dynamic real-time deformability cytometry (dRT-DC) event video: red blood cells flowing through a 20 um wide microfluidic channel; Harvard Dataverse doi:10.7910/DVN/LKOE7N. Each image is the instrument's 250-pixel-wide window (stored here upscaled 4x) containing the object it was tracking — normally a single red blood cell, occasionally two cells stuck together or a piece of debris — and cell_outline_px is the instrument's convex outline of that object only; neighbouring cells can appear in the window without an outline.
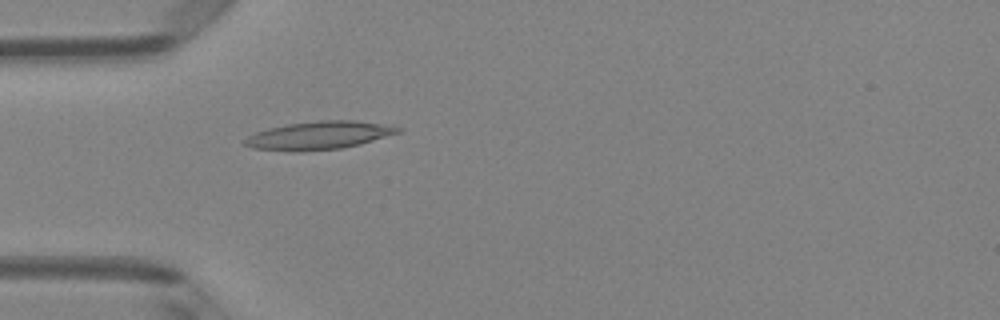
{"species": "Egyptian fruit bat (a non-hibernating species)", "species_latin": "Rousettus aegyptiacus", "temperature_condition": "room temperature", "stored_images_in_passage": 36, "camera_frame_rate_fps": 3000, "um_per_image_px": 0.085, "animal": {"sex": "female"}, "frame": {"image": 1, "passage_image": 1, "time_ms": 0.0, "image_size_px": [1000, 320], "cell_outline_px": [[404, 128], [400, 132], [360, 144], [340, 148], [296, 152], [252, 148], [244, 144], [244, 140], [248, 136], [256, 132], [268, 128], [288, 124], [316, 120], [356, 120]], "centroid_in_image_um": [27.09, 11.5], "position_along_channel_um": 57.9, "area_um2": 24.97}}
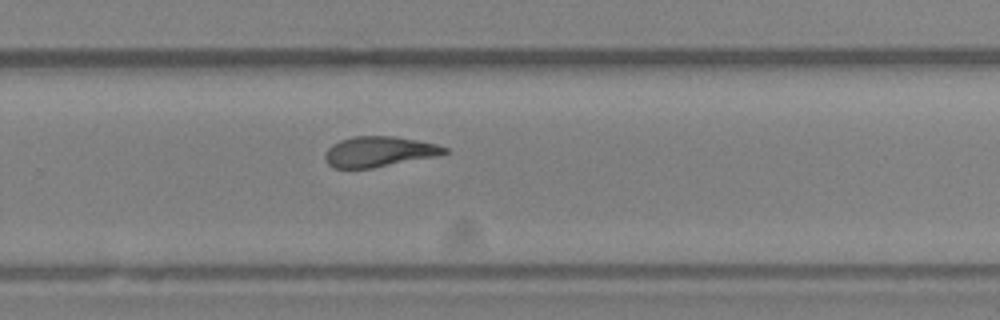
{"frame": {"image": 2, "passage_image": 19, "time_ms": 6.0, "image_size_px": [1000, 320], "cell_outline_px": [[448, 152], [440, 156], [372, 168], [332, 168], [328, 164], [324, 156], [324, 152], [332, 144], [340, 140], [352, 136], [392, 136], [416, 140], [436, 144], [448, 148]], "centroid_in_image_um": [32.22, 12.89], "position_along_channel_um": 297.6, "area_um2": 21.33}}
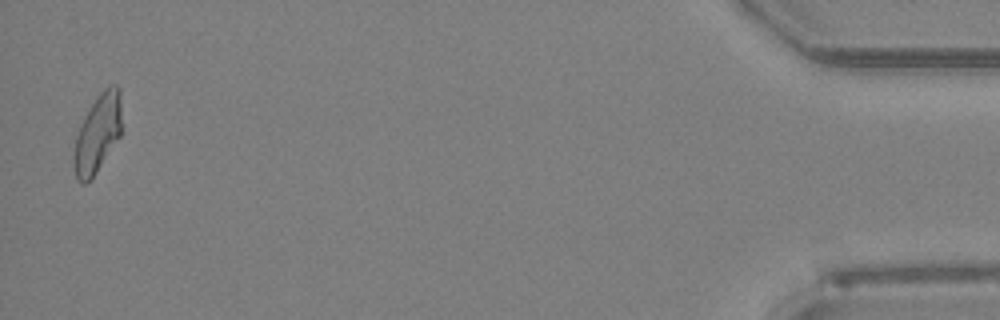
{"frame": {"image": 3, "passage_image": 35, "time_ms": 11.333, "image_size_px": [1000, 320], "cell_outline_px": [[120, 136], [96, 172], [84, 184], [80, 184], [76, 180], [72, 160], [72, 156], [76, 136], [80, 124], [84, 116], [96, 96], [104, 88], [112, 84], [116, 84], [120, 88]], "centroid_in_image_um": [8.26, 11.35], "position_along_channel_um": 426.9, "area_um2": 21.79}, "authors_computed_cell_mechanics": {"area_um2": 21.675, "velocity_mm_per_s": 4.0711, "shape_relaxation_time_tau1_ms": null, "shape_relaxation_time_tau2_ms": 2.3488, "deformation_change_tau1": null, "deformation_change_tau2": 0.1136}}